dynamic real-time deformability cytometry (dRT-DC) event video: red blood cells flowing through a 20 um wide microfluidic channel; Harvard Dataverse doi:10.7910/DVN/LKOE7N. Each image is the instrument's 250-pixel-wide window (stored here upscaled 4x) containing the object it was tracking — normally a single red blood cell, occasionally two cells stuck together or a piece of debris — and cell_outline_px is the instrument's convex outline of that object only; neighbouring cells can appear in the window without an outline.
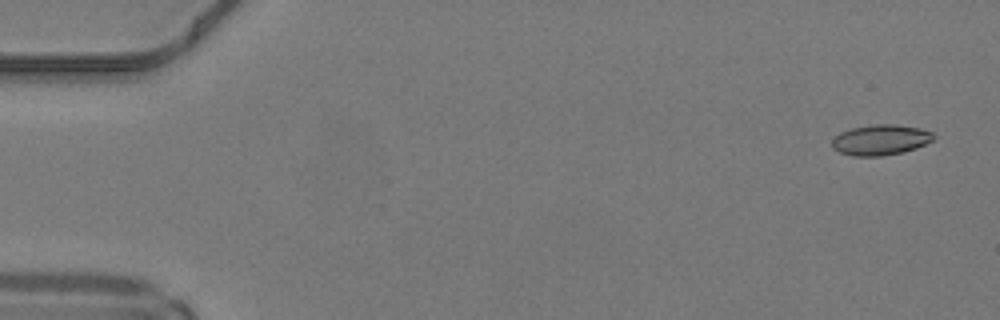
{"species": "common noctule bat (a hibernating species)", "species_latin": "Nyctalus noctula", "temperature_condition": "warm", "stored_images_in_passage": 48, "camera_frame_rate_fps": 3000, "um_per_image_px": 0.085, "animal": {"sex": "male", "body_mass_g": 19.2, "forearm_length_mm": 51.8}, "frame": {"image": 1, "passage_image": 1, "time_ms": 0.0, "image_size_px": [1000, 320], "cell_outline_px": [[936, 136], [932, 140], [916, 148], [904, 152], [884, 156], [852, 156], [840, 152], [832, 148], [832, 140], [840, 132], [852, 128], [872, 124], [896, 124], [920, 128], [932, 132]], "centroid_in_image_um": [74.85, 11.89], "position_along_channel_um": 10.2, "area_um2": 18.15}}
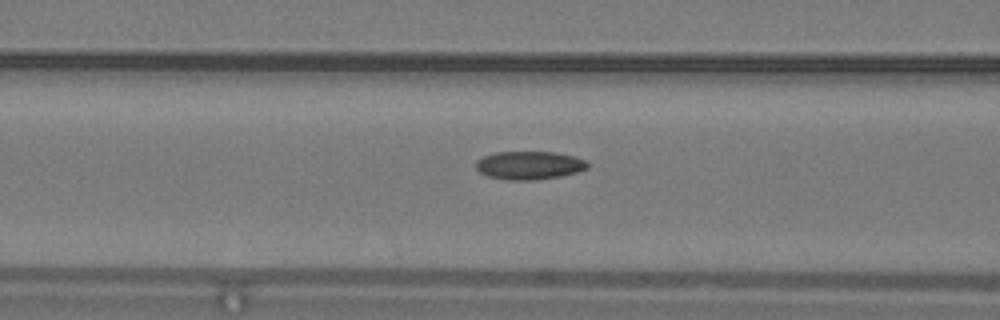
{"frame": {"image": 2, "passage_image": 19, "time_ms": 6.0, "image_size_px": [1000, 320], "cell_outline_px": [[588, 168], [576, 172], [560, 176], [536, 180], [508, 180], [488, 176], [480, 172], [476, 168], [476, 160], [484, 156], [496, 152], [552, 152], [576, 156], [584, 160], [588, 164]], "centroid_in_image_um": [44.98, 14.05], "position_along_channel_um": 121.6, "area_um2": 18.32}}
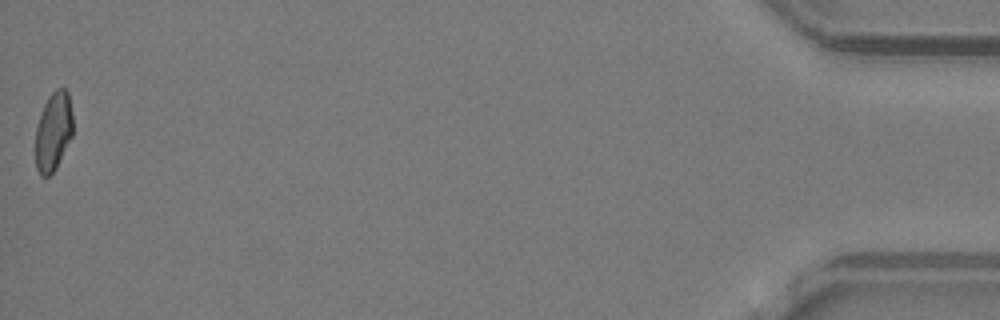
{"frame": {"image": 3, "passage_image": 48, "time_ms": 15.667, "image_size_px": [1000, 320], "cell_outline_px": [[72, 136], [56, 168], [48, 176], [40, 176], [36, 168], [36, 128], [44, 104], [48, 96], [56, 88], [64, 88], [68, 92], [72, 112]], "centroid_in_image_um": [4.54, 11.16], "position_along_channel_um": 430.7, "area_um2": 17.11}, "authors_computed_cell_mechanics": {"area_um2": 18.0336, "velocity_mm_per_s": 4.2404, "shape_relaxation_time_tau1_ms": 9.1952, "shape_relaxation_time_tau2_ms": 3.3096, "deformation_change_tau1": 0.2133, "deformation_change_tau2": 0.1041}}